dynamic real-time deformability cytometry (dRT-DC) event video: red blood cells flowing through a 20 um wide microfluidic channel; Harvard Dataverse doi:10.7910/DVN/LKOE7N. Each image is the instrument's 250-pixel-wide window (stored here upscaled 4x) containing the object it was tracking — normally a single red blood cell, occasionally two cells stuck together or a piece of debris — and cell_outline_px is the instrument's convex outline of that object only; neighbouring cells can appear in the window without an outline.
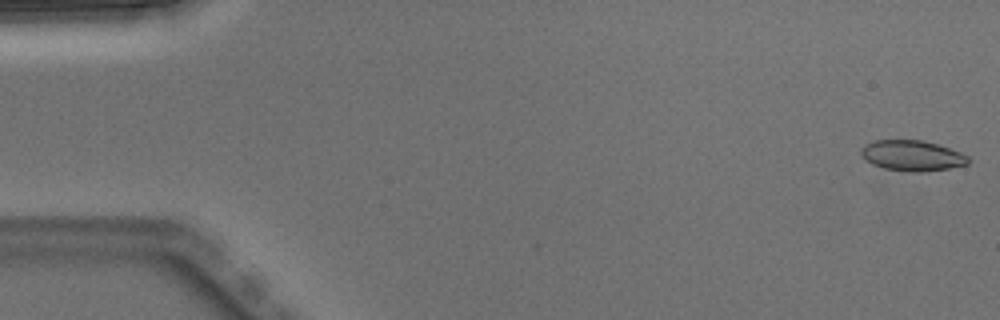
{"species": "Egyptian fruit bat (a non-hibernating species)", "species_latin": "Rousettus aegyptiacus", "temperature_condition": "warm", "stored_images_in_passage": 5, "camera_frame_rate_fps": 3000, "um_per_image_px": 0.085, "animal": {"sex": "male"}, "frame": {"image": 1, "passage_image": 1, "time_ms": 0.0, "image_size_px": [1000, 320], "cell_outline_px": [[968, 164], [948, 168], [924, 172], [912, 172], [884, 168], [872, 164], [864, 160], [860, 152], [860, 148], [864, 144], [876, 140], [924, 140], [960, 152], [968, 156]], "centroid_in_image_um": [77.48, 13.22], "position_along_channel_um": 7.5, "area_um2": 19.07}}
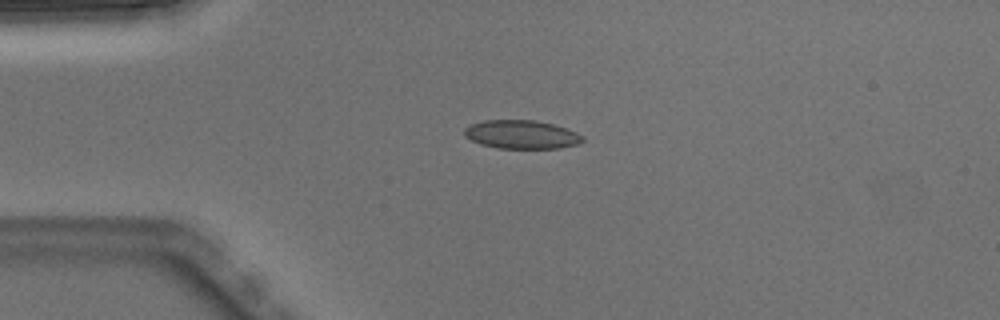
{"frame": {"image": 2, "passage_image": 4, "time_ms": 1.0, "image_size_px": [1000, 320], "cell_outline_px": [[584, 140], [580, 144], [560, 148], [496, 148], [480, 144], [464, 136], [464, 128], [472, 124], [484, 120], [536, 120], [552, 124], [576, 132], [584, 136]], "centroid_in_image_um": [44.34, 11.44], "position_along_channel_um": 40.7, "area_um2": 19.71}}